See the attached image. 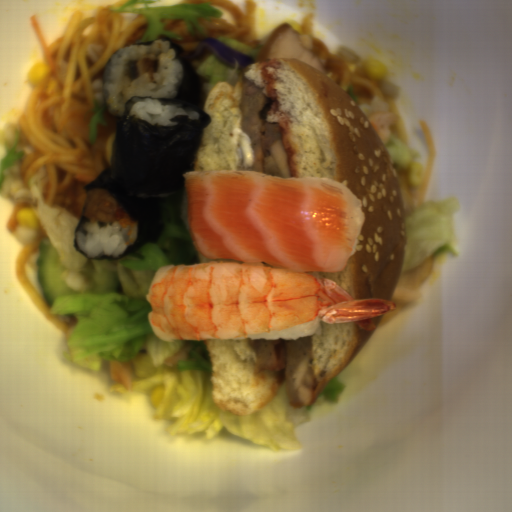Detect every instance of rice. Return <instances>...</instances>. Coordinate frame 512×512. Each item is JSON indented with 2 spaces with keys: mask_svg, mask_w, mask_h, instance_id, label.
<instances>
[{
  "mask_svg": "<svg viewBox=\"0 0 512 512\" xmlns=\"http://www.w3.org/2000/svg\"><path fill=\"white\" fill-rule=\"evenodd\" d=\"M155 54L158 68L154 82L148 75L138 73V60L146 54ZM183 68L176 50L169 41L157 40L151 45H129L120 48L107 61L103 92L110 113L122 115L130 96L172 98L177 95Z\"/></svg>",
  "mask_w": 512,
  "mask_h": 512,
  "instance_id": "1",
  "label": "rice"
},
{
  "mask_svg": "<svg viewBox=\"0 0 512 512\" xmlns=\"http://www.w3.org/2000/svg\"><path fill=\"white\" fill-rule=\"evenodd\" d=\"M138 225L126 214L117 223L87 220L77 229V244L88 257H120L133 243Z\"/></svg>",
  "mask_w": 512,
  "mask_h": 512,
  "instance_id": "2",
  "label": "rice"
},
{
  "mask_svg": "<svg viewBox=\"0 0 512 512\" xmlns=\"http://www.w3.org/2000/svg\"><path fill=\"white\" fill-rule=\"evenodd\" d=\"M135 118L141 119L150 125L173 126L176 125L171 118L186 115L190 120H199L200 114L171 103H162L155 98H147L133 103L129 112Z\"/></svg>",
  "mask_w": 512,
  "mask_h": 512,
  "instance_id": "3",
  "label": "rice"
},
{
  "mask_svg": "<svg viewBox=\"0 0 512 512\" xmlns=\"http://www.w3.org/2000/svg\"><path fill=\"white\" fill-rule=\"evenodd\" d=\"M322 319L318 316L315 320L308 321L305 323L297 324L288 329H280L277 332H265L257 335H247L242 337H237L235 340L239 339H265L267 341L284 339L286 341H297L301 337L309 336L311 334H315L318 329L321 327Z\"/></svg>",
  "mask_w": 512,
  "mask_h": 512,
  "instance_id": "4",
  "label": "rice"
}]
</instances>
